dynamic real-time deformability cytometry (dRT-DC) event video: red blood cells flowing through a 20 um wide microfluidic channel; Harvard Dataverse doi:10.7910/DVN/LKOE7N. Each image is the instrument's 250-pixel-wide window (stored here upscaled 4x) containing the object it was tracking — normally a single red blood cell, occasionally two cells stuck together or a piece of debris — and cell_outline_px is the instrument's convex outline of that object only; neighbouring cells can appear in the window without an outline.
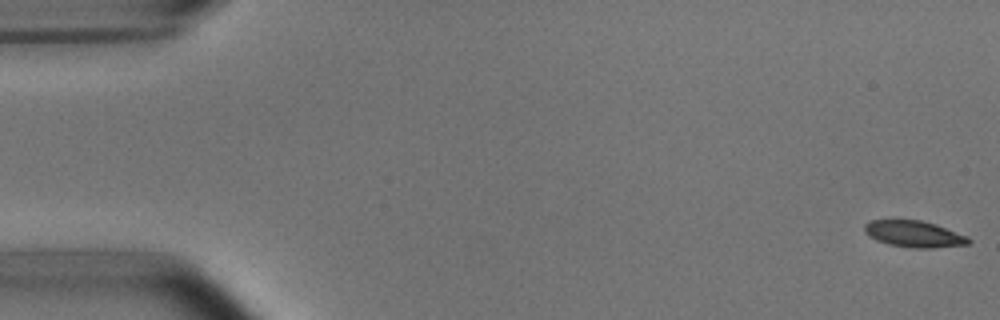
{"species": "common noctule bat (a hibernating species)", "species_latin": "Nyctalus noctula", "temperature_condition": "room temperature", "stored_images_in_passage": 51, "camera_frame_rate_fps": 3000, "um_per_image_px": 0.085, "animal": {"sex": "male", "body_mass_g": 15.6}, "frame": {"image": 1, "passage_image": 1, "time_ms": 0.0, "image_size_px": [1000, 320], "cell_outline_px": [[972, 240], [968, 244], [932, 248], [912, 248], [888, 244], [876, 240], [868, 236], [864, 232], [864, 224], [872, 220], [920, 220], [936, 224], [968, 236]], "centroid_in_image_um": [77.69, 19.89], "position_along_channel_um": 7.3, "area_um2": 16.13}}
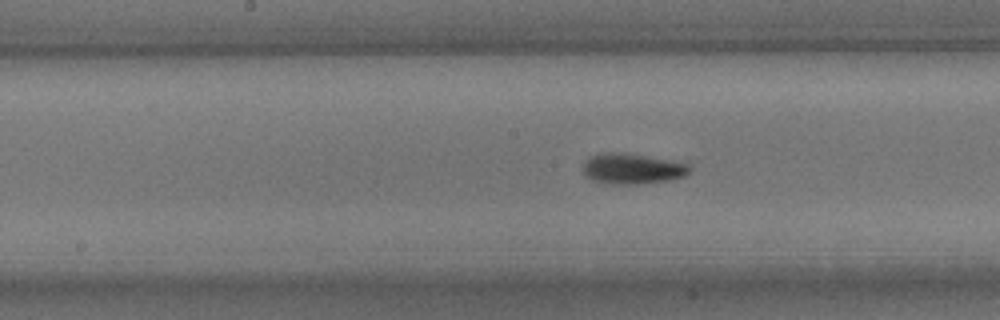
{"frame": {"image": 2, "passage_image": 27, "time_ms": 8.667, "image_size_px": [1000, 320], "cell_outline_px": [[692, 168], [684, 176], [668, 180], [636, 184], [608, 184], [592, 180], [584, 176], [584, 164], [592, 156], [600, 152], [620, 152], [672, 160], [688, 164]], "centroid_in_image_um": [53.73, 14.34], "position_along_channel_um": 194.5, "area_um2": 18.9}}
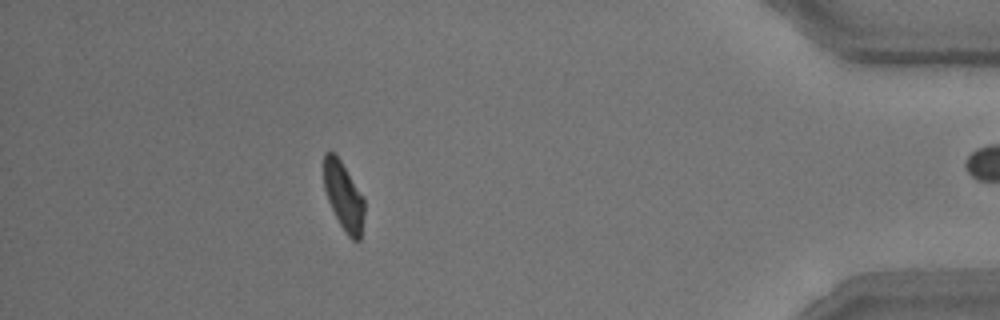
{"frame": {"image": 3, "passage_image": 48, "time_ms": 15.667, "image_size_px": [1000, 320], "cell_outline_px": [[364, 212], [360, 240], [352, 240], [348, 236], [340, 224], [328, 200], [324, 188], [324, 152], [328, 148], [340, 160], [364, 200]], "centroid_in_image_um": [29.19, 16.67], "position_along_channel_um": 406.0, "area_um2": 15.66}}